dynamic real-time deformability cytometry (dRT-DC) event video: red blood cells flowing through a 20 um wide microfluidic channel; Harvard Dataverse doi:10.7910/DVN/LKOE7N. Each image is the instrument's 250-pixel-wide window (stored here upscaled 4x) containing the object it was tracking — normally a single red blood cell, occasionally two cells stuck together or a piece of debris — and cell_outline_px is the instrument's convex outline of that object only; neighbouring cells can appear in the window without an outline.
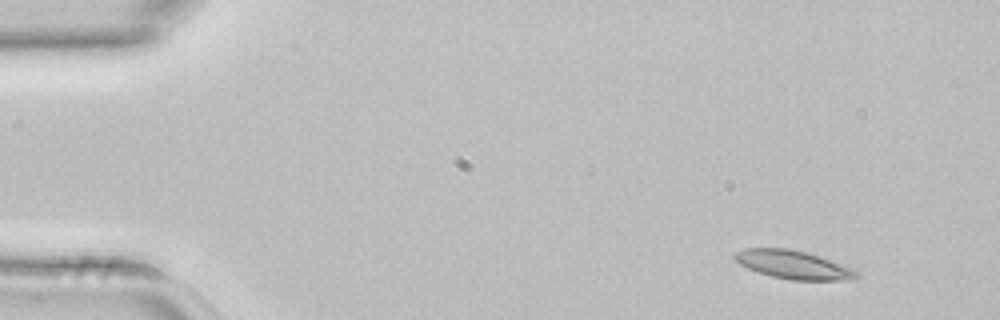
{"species": "common noctule bat (a hibernating species)", "species_latin": "Nyctalus noctula", "temperature_condition": "room temperature", "stored_images_in_passage": 4, "segment_of_instrument_passage": [1, 2], "camera_frame_rate_fps": 3000, "um_per_image_px": 0.085, "animal": {"sex": "female", "body_mass_g": 22.7, "forearm_length_mm": 54.2}, "frame": {"image": 1, "passage_image": 1, "time_ms": 0.0, "image_size_px": [1000, 320], "cell_outline_px": [[860, 276], [852, 280], [792, 280], [772, 276], [748, 268], [740, 264], [732, 256], [736, 252], [744, 248], [788, 248], [820, 256], [852, 268], [860, 272]], "centroid_in_image_um": [67.47, 22.5], "position_along_channel_um": 17.5, "area_um2": 20.11}}